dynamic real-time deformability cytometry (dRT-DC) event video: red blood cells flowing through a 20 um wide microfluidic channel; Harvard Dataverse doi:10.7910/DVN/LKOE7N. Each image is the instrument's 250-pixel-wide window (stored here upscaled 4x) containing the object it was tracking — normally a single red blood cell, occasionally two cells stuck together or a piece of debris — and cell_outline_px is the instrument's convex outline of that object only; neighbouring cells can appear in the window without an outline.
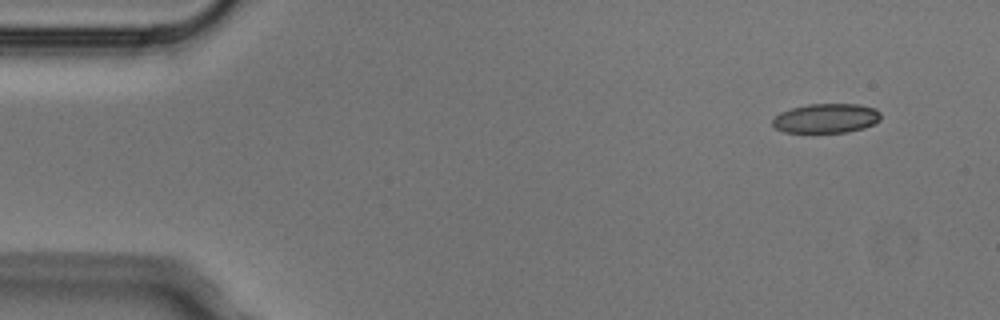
{"species": "Egyptian fruit bat (a non-hibernating species)", "species_latin": "Rousettus aegyptiacus", "temperature_condition": "cold", "stored_images_in_passage": 4, "camera_frame_rate_fps": 3000, "um_per_image_px": 0.085, "animal": {"sex": "male"}, "frame": {"image": 1, "passage_image": 1, "time_ms": 0.0, "image_size_px": [1000, 320], "cell_outline_px": [[880, 120], [864, 128], [848, 132], [784, 132], [776, 128], [772, 124], [772, 120], [780, 112], [792, 108], [808, 104], [860, 104], [876, 108], [880, 112]], "centroid_in_image_um": [70.24, 10.05], "position_along_channel_um": 14.8, "area_um2": 18.55}}
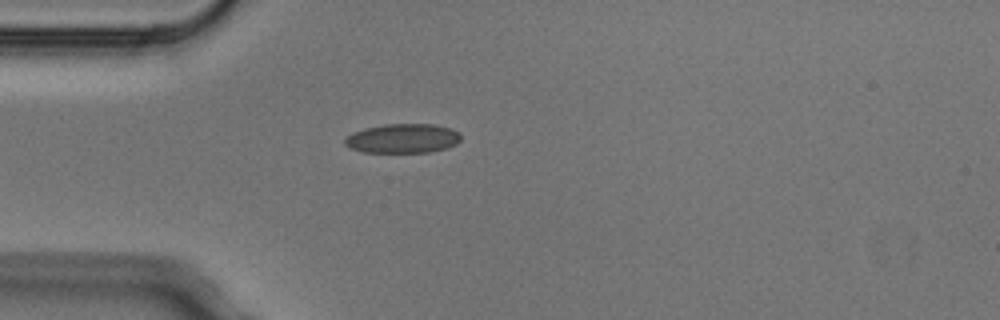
{"frame": {"image": 2, "passage_image": 4, "time_ms": 1.0, "image_size_px": [1000, 320], "cell_outline_px": [[460, 140], [456, 144], [448, 148], [428, 152], [364, 152], [352, 148], [344, 144], [344, 140], [352, 132], [364, 128], [384, 124], [432, 124], [452, 128], [460, 132]], "centroid_in_image_um": [34.26, 11.76], "position_along_channel_um": 50.7, "area_um2": 19.88}}